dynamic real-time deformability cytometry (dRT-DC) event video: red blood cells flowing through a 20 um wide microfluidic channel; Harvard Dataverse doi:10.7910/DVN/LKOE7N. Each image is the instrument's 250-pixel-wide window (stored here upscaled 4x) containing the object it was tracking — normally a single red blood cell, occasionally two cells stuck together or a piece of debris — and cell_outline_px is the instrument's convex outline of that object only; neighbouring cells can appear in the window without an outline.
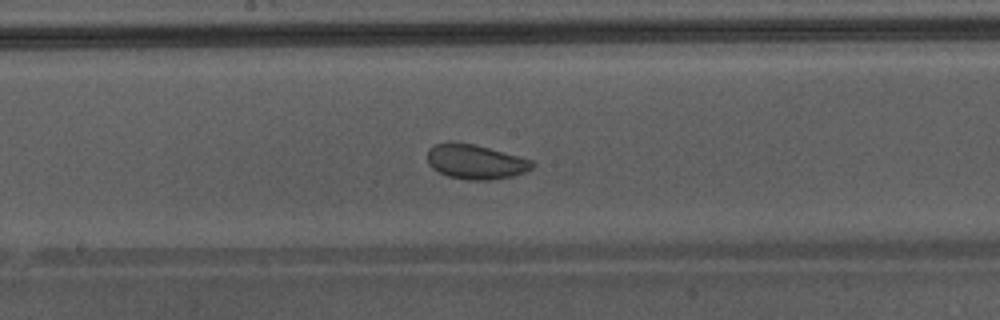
{"species": "Egyptian fruit bat (a non-hibernating species)", "species_latin": "Rousettus aegyptiacus", "temperature_condition": "warm", "stored_images_in_passage": 31, "camera_frame_rate_fps": 3000, "um_per_image_px": 0.085, "animal": {"sex": "male"}, "frame": {"image": 1, "passage_image": 10, "time_ms": 3.0, "image_size_px": [1000, 320], "cell_outline_px": [[536, 164], [532, 168], [524, 172], [512, 176], [488, 180], [468, 180], [448, 176], [432, 168], [428, 164], [428, 148], [436, 144], [452, 140], [476, 144], [532, 160]], "centroid_in_image_um": [40.4, 13.73], "position_along_channel_um": 207.8, "area_um2": 21.33}, "authors_computed_cell_mechanics": {"area_um2": 22.1952, "velocity_mm_per_s": 4.3126, "shape_relaxation_time_tau1_ms": 5.8355, "shape_relaxation_time_tau2_ms": 1.4322, "deformation_change_tau1": 0.0909, "deformation_change_tau2": 0.0523}}